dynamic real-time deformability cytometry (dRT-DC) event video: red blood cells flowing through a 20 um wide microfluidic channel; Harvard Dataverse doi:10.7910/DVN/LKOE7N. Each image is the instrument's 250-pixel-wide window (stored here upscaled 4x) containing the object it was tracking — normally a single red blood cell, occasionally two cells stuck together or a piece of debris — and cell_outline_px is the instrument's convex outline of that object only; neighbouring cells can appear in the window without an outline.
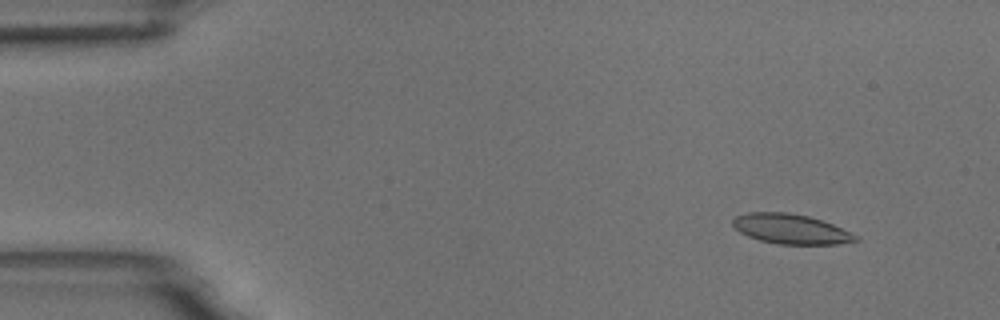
{"species": "common noctule bat (a hibernating species)", "species_latin": "Nyctalus noctula", "temperature_condition": "room temperature", "stored_images_in_passage": 5, "camera_frame_rate_fps": 3000, "um_per_image_px": 0.085, "animal": {"sex": "male", "body_mass_g": 18.8}, "frame": {"image": 1, "passage_image": 2, "time_ms": 1.0, "image_size_px": [1000, 320], "cell_outline_px": [[860, 240], [836, 244], [776, 244], [760, 240], [748, 236], [740, 232], [732, 224], [732, 220], [736, 216], [748, 212], [788, 212], [808, 216], [832, 224], [860, 236]], "centroid_in_image_um": [67.23, 19.46], "position_along_channel_um": 17.8, "area_um2": 21.33}}
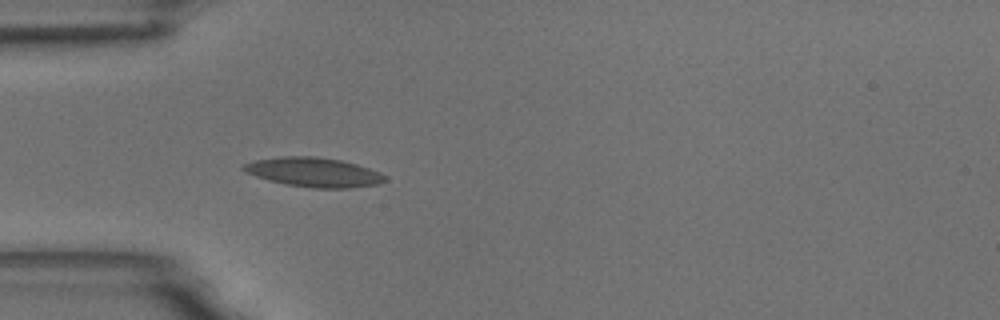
{"frame": {"image": 2, "passage_image": 5, "time_ms": 4.667, "image_size_px": [1000, 320], "cell_outline_px": [[388, 180], [380, 184], [352, 188], [312, 188], [288, 184], [268, 180], [244, 172], [240, 168], [240, 164], [252, 160], [280, 156], [316, 156], [340, 160], [356, 164], [380, 172]], "centroid_in_image_um": [26.63, 14.63], "position_along_channel_um": 58.4, "area_um2": 24.45}}